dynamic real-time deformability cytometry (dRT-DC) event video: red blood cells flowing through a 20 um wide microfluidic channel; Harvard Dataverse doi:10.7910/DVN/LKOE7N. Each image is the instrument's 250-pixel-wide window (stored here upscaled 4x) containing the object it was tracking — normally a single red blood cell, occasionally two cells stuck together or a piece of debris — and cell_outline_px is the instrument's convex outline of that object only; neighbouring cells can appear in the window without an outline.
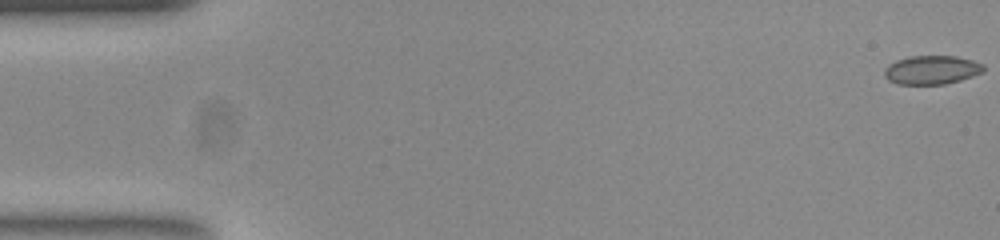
{"species": "common noctule bat (a hibernating species)", "species_latin": "Nyctalus noctula", "temperature_condition": "room temperature", "stored_images_in_passage": 54, "camera_frame_rate_fps": 3000, "um_per_image_px": 0.085, "animal": {"sex": "female", "body_mass_g": 23.0, "forearm_length_mm": 53.4}, "frame": {"image": 1, "passage_image": 1, "time_ms": 0.0, "image_size_px": [1000, 240], "cell_outline_px": [[984, 72], [960, 80], [944, 84], [896, 84], [888, 80], [884, 76], [884, 68], [888, 64], [896, 60], [908, 56], [956, 56], [972, 60], [984, 64]], "centroid_in_image_um": [79.17, 5.94], "position_along_channel_um": 5.8, "area_um2": 16.76}}
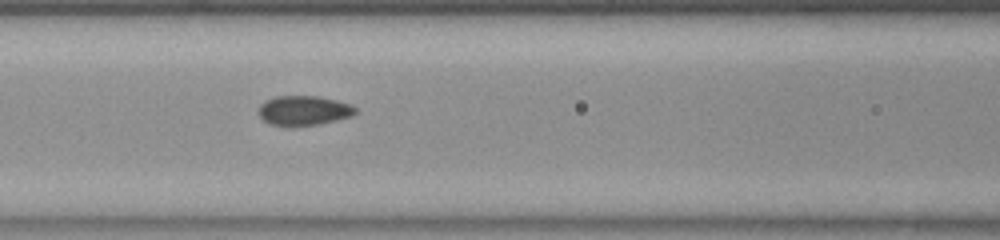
{"frame": {"image": 2, "passage_image": 23, "time_ms": 7.333, "image_size_px": [1000, 240], "cell_outline_px": [[356, 112], [352, 116], [320, 124], [288, 128], [268, 124], [256, 112], [260, 104], [264, 100], [276, 96], [320, 96], [352, 104], [356, 108]], "centroid_in_image_um": [25.77, 9.41], "position_along_channel_um": 140.8, "area_um2": 17.34}}
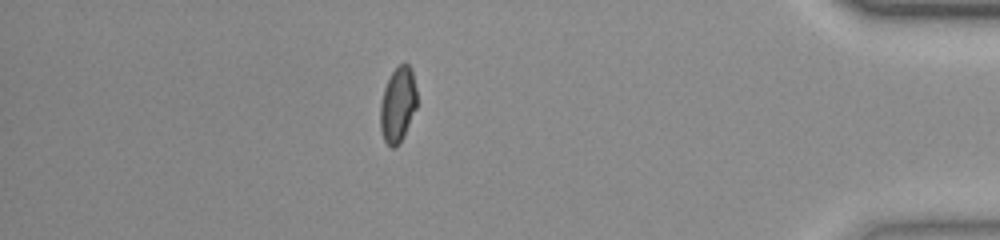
{"frame": {"image": 3, "passage_image": 47, "time_ms": 15.333, "image_size_px": [1000, 240], "cell_outline_px": [[416, 108], [404, 136], [400, 144], [396, 148], [392, 148], [384, 140], [380, 128], [380, 104], [384, 88], [392, 72], [400, 64], [408, 64], [412, 68], [416, 88]], "centroid_in_image_um": [33.81, 8.92], "position_along_channel_um": 401.4, "area_um2": 16.13}}